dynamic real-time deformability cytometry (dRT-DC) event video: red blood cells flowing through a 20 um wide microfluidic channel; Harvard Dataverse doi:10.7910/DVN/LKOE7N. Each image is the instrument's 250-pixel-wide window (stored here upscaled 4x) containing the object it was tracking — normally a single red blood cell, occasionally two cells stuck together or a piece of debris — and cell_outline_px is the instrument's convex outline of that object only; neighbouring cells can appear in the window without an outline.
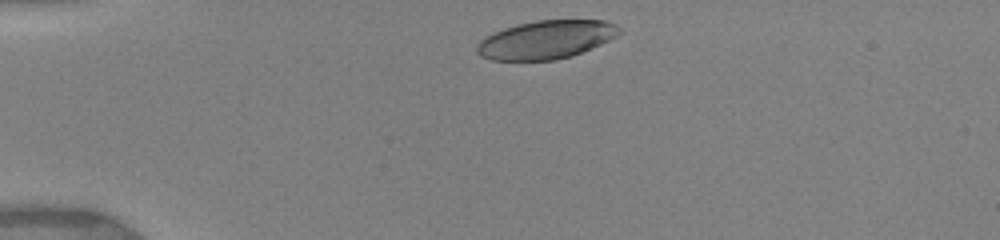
{"species": "human", "species_latin": "Homo sapiens", "temperature_condition": "warm", "stored_images_in_passage": 25, "camera_frame_rate_fps": 3000, "um_per_image_px": 0.085, "donor": {"sex": "female"}, "frame": {"image": 1, "passage_image": 1, "time_ms": 0.0, "image_size_px": [1000, 240], "cell_outline_px": [[620, 32], [616, 36], [600, 44], [572, 56], [556, 60], [492, 60], [480, 56], [476, 52], [476, 44], [484, 36], [492, 32], [504, 28], [536, 20], [608, 20], [616, 24], [620, 28]], "centroid_in_image_um": [46.38, 3.37], "position_along_channel_um": 38.6, "area_um2": 31.91}}
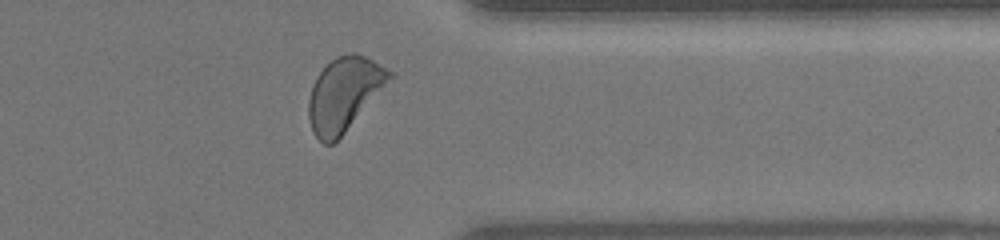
{"frame": {"image": 2, "passage_image": 23, "time_ms": 10.0, "image_size_px": [1000, 240], "cell_outline_px": [[396, 76], [344, 132], [332, 144], [324, 144], [312, 132], [308, 116], [308, 100], [312, 84], [316, 76], [336, 56], [352, 52], [356, 52], [372, 60], [392, 72]], "centroid_in_image_um": [29.25, 7.98], "position_along_channel_um": 382.1, "area_um2": 34.51}}
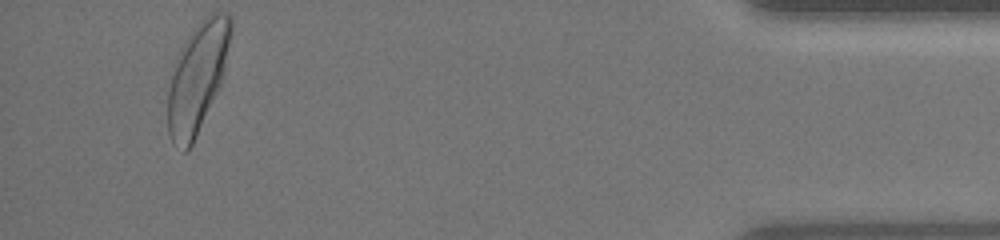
{"frame": {"image": 3, "passage_image": 25, "time_ms": 12.333, "image_size_px": [1000, 240], "cell_outline_px": [[232, 32], [224, 68], [220, 84], [196, 136], [192, 144], [184, 152], [172, 140], [168, 132], [168, 88], [172, 64], [188, 36], [204, 16], [212, 12], [228, 12], [232, 16]], "centroid_in_image_um": [16.77, 6.51], "position_along_channel_um": 418.4, "area_um2": 39.77}, "authors_computed_cell_mechanics": {"area_um2": 34.68, "velocity_mm_per_s": 3.9399, "shape_relaxation_time_tau1_ms": 3.2456, "shape_relaxation_time_tau2_ms": 0.8111, "deformation_change_tau1": 0.1697, "deformation_change_tau2": 0.0547}}